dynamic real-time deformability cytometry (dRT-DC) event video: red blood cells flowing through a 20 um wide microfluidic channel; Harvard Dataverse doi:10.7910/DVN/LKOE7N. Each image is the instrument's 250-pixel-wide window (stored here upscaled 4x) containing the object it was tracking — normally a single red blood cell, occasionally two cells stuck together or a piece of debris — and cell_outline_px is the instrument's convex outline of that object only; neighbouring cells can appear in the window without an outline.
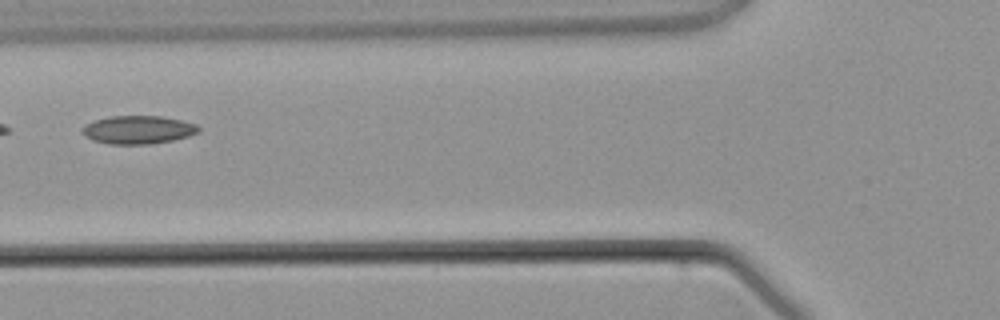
{"species": "common noctule bat (a hibernating species)", "species_latin": "Nyctalus noctula", "temperature_condition": "warm", "stored_images_in_passage": 5, "camera_frame_rate_fps": 3000, "um_per_image_px": 0.085, "animal": {"sex": "male", "body_mass_g": 21.5, "forearm_length_mm": 52.0}, "frame": {"image": 1, "passage_image": 4, "time_ms": 4.0, "image_size_px": [1000, 320], "cell_outline_px": [[200, 132], [188, 136], [172, 140], [152, 144], [108, 144], [92, 140], [84, 136], [80, 128], [84, 124], [96, 120], [112, 116], [164, 116], [196, 124], [200, 128]], "centroid_in_image_um": [11.72, 11.03], "position_along_channel_um": 114.1, "area_um2": 19.25}}
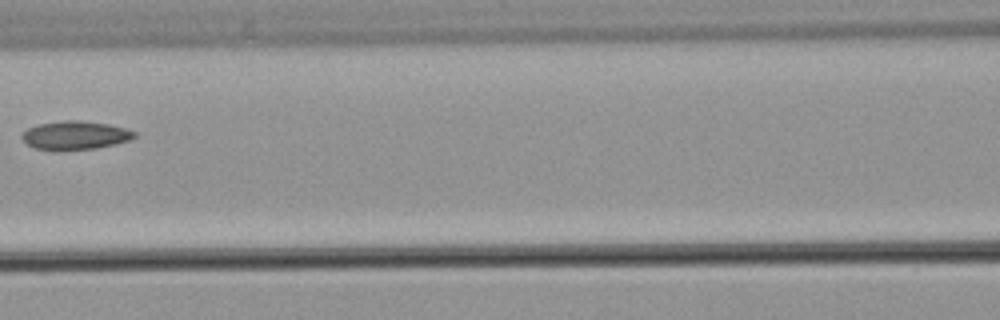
{"frame": {"image": 2, "passage_image": 5, "time_ms": 5.0, "image_size_px": [1000, 320], "cell_outline_px": [[136, 136], [128, 140], [116, 144], [96, 148], [56, 152], [36, 148], [28, 144], [20, 136], [28, 128], [36, 124], [64, 120], [76, 120], [108, 124], [124, 128], [136, 132]], "centroid_in_image_um": [6.36, 11.52], "position_along_channel_um": 160.2, "area_um2": 18.9}}